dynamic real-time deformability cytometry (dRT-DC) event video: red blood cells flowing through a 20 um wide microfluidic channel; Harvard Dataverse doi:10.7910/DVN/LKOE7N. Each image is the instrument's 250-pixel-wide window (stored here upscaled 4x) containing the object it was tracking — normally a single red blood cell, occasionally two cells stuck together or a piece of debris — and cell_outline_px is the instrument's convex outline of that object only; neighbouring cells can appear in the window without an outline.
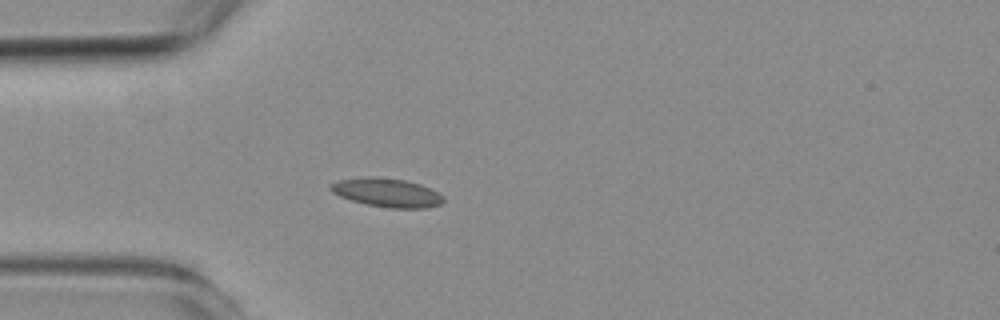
{"species": "common noctule bat (a hibernating species)", "species_latin": "Nyctalus noctula", "temperature_condition": "room temperature", "stored_images_in_passage": 4, "camera_frame_rate_fps": 3000, "um_per_image_px": 0.085, "animal": {"sex": "female", "body_mass_g": 19.3, "forearm_length_mm": 54.1}, "frame": {"image": 1, "passage_image": 4, "time_ms": 3.333, "image_size_px": [1000, 320], "cell_outline_px": [[444, 200], [440, 204], [424, 208], [388, 208], [368, 204], [352, 200], [340, 196], [332, 192], [328, 188], [328, 184], [340, 180], [368, 176], [376, 176], [408, 180], [420, 184], [444, 196]], "centroid_in_image_um": [32.86, 16.36], "position_along_channel_um": 52.1, "area_um2": 18.9}}